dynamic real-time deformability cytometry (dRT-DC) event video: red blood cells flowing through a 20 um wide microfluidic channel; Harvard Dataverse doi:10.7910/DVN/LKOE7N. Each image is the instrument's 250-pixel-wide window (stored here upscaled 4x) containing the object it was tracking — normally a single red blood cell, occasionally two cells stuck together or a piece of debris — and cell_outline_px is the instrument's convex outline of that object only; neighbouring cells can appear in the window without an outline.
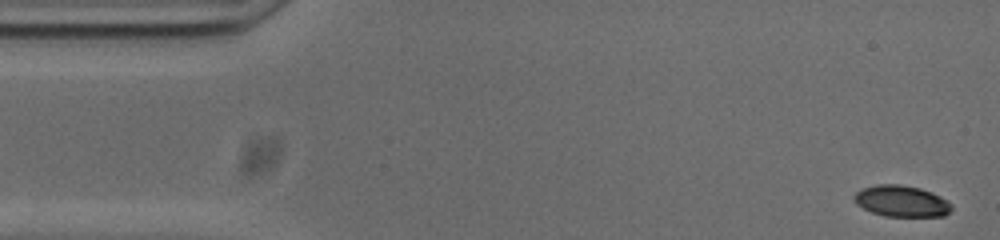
{"species": "common noctule bat (a hibernating species)", "species_latin": "Nyctalus noctula", "temperature_condition": "cold", "stored_images_in_passage": 54, "segment_of_instrument_passage": [1, 2], "camera_frame_rate_fps": 3000, "um_per_image_px": 0.085, "animal": {"sex": "male", "body_mass_g": 20.0, "forearm_length_mm": 53.3}, "frame": {"image": 1, "passage_image": 1, "time_ms": 0.0, "image_size_px": [1000, 240], "cell_outline_px": [[952, 208], [944, 216], [884, 216], [872, 212], [856, 204], [852, 200], [852, 196], [856, 192], [864, 188], [876, 184], [900, 184], [920, 188], [932, 192], [948, 200], [952, 204]], "centroid_in_image_um": [76.62, 17.09], "position_along_channel_um": 8.4, "area_um2": 17.86}}
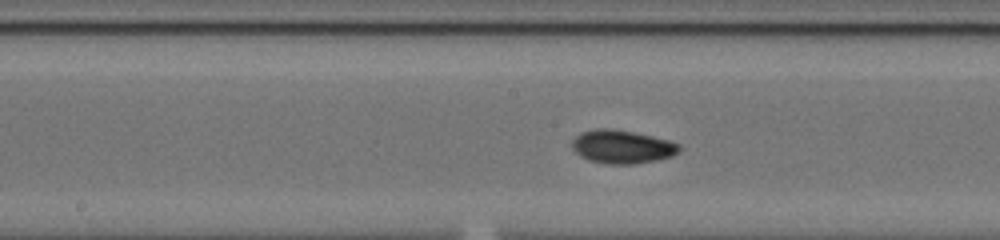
{"frame": {"image": 2, "passage_image": 25, "time_ms": 8.0, "image_size_px": [1000, 240], "cell_outline_px": [[680, 152], [672, 156], [656, 160], [632, 164], [608, 164], [588, 160], [580, 156], [572, 148], [572, 140], [580, 132], [596, 128], [612, 128], [636, 132], [668, 140], [680, 144]], "centroid_in_image_um": [52.87, 12.46], "position_along_channel_um": 195.3, "area_um2": 21.04}}
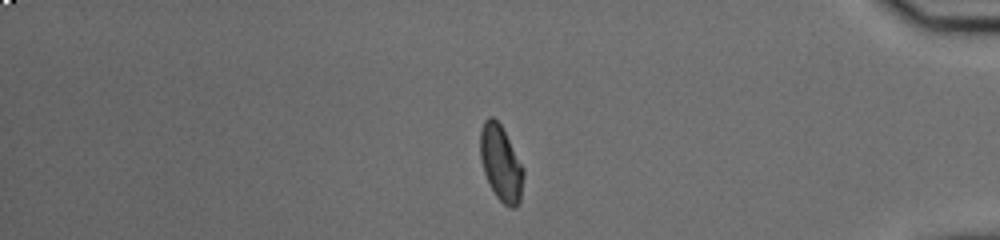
{"frame": {"image": 3, "passage_image": 44, "time_ms": 14.333, "image_size_px": [1000, 240], "cell_outline_px": [[524, 176], [520, 200], [516, 208], [508, 208], [496, 196], [484, 172], [480, 160], [480, 132], [484, 120], [488, 116], [492, 116], [500, 124], [524, 168]], "centroid_in_image_um": [42.58, 13.89], "position_along_channel_um": 392.6, "area_um2": 18.96}}